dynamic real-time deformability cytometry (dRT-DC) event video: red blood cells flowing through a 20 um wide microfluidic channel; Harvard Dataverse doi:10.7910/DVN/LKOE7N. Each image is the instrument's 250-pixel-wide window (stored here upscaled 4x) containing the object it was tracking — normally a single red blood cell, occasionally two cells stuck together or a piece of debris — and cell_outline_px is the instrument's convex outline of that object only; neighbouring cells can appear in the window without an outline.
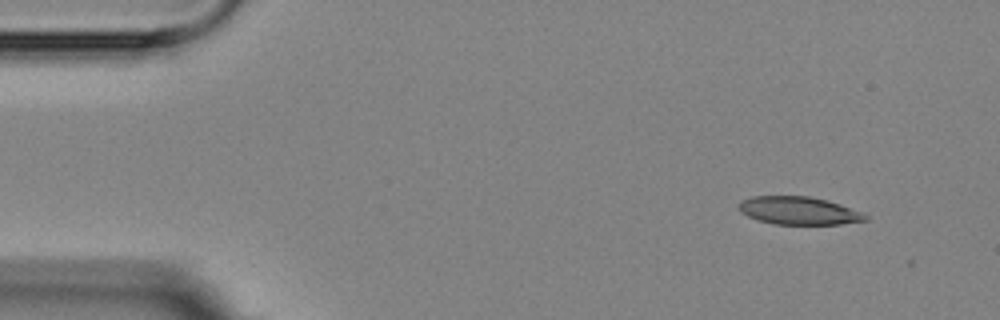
{"species": "Egyptian fruit bat (a non-hibernating species)", "species_latin": "Rousettus aegyptiacus", "temperature_condition": "room temperature", "stored_images_in_passage": 3, "camera_frame_rate_fps": 3000, "um_per_image_px": 0.085, "animal": {"sex": "female"}, "frame": {"image": 1, "passage_image": 1, "time_ms": 0.0, "image_size_px": [1000, 320], "cell_outline_px": [[868, 220], [840, 224], [776, 224], [760, 220], [748, 216], [740, 212], [740, 200], [752, 196], [808, 196], [828, 200], [840, 204], [860, 212], [868, 216]], "centroid_in_image_um": [67.9, 17.9], "position_along_channel_um": 17.1, "area_um2": 20.4}}